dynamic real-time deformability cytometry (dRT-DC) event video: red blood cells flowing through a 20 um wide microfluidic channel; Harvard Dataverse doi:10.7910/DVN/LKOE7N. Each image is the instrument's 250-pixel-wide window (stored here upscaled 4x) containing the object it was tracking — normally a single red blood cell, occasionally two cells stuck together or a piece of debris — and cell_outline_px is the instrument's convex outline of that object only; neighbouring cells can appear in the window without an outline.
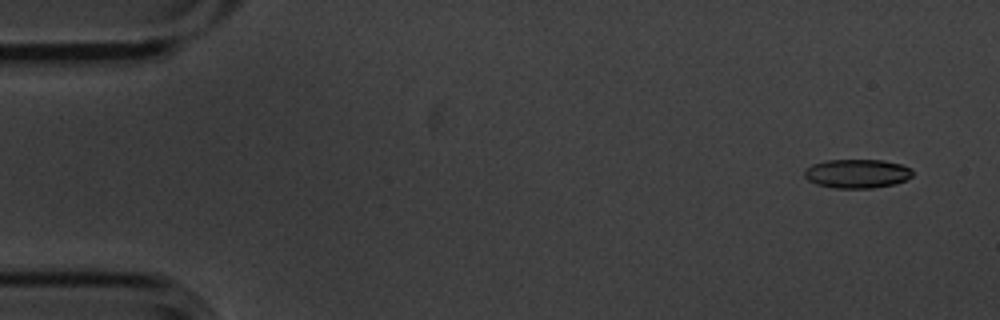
{"species": "common noctule bat (a hibernating species)", "species_latin": "Nyctalus noctula", "temperature_condition": "cold", "stored_images_in_passage": 10, "camera_frame_rate_fps": 3000, "um_per_image_px": 0.085, "animal": {"sex": "male", "body_mass_g": 20.1, "forearm_length_mm": 53.5}, "frame": {"image": 1, "passage_image": 1, "time_ms": 0.0, "image_size_px": [1000, 320], "cell_outline_px": [[912, 176], [896, 184], [872, 188], [832, 188], [816, 184], [808, 180], [804, 176], [804, 168], [812, 164], [824, 160], [884, 160], [900, 164], [912, 168]], "centroid_in_image_um": [72.82, 14.75], "position_along_channel_um": 12.2, "area_um2": 18.44}}
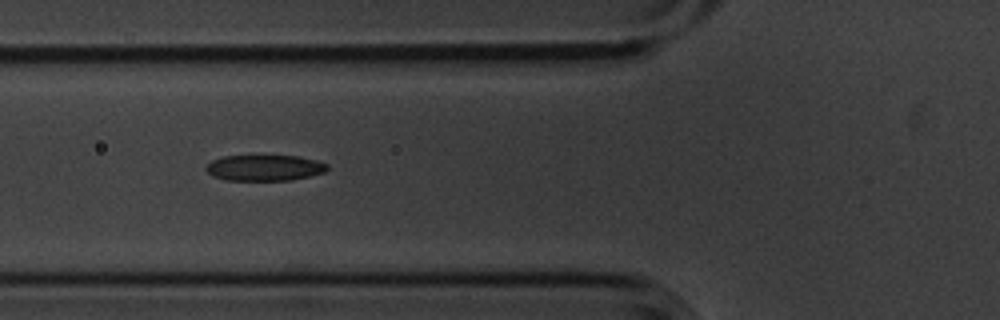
{"frame": {"image": 2, "passage_image": 6, "time_ms": 1.667, "image_size_px": [1000, 320], "cell_outline_px": [[328, 168], [324, 172], [292, 180], [224, 180], [212, 176], [204, 168], [212, 160], [224, 156], [300, 156], [316, 160], [328, 164]], "centroid_in_image_um": [22.47, 14.26], "position_along_channel_um": 103.3, "area_um2": 18.26}}
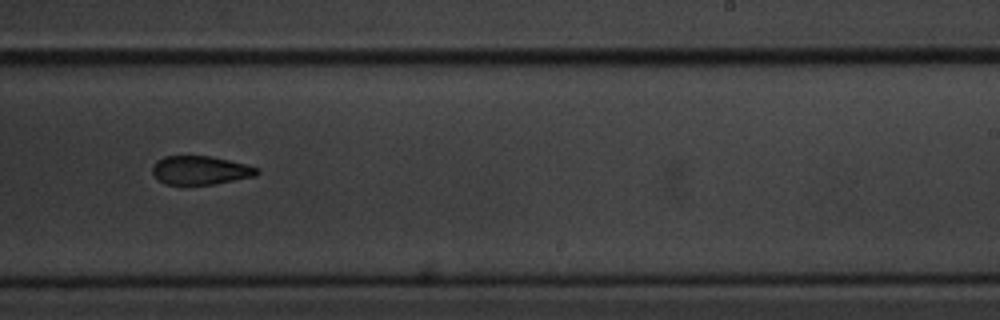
{"frame": {"image": 3, "passage_image": 10, "time_ms": 3.0, "image_size_px": [1000, 320], "cell_outline_px": [[260, 172], [256, 176], [212, 184], [164, 184], [152, 172], [152, 164], [156, 160], [164, 156], [208, 156], [228, 160], [244, 164], [256, 168]], "centroid_in_image_um": [16.99, 14.46], "position_along_channel_um": 272.0, "area_um2": 17.22}}